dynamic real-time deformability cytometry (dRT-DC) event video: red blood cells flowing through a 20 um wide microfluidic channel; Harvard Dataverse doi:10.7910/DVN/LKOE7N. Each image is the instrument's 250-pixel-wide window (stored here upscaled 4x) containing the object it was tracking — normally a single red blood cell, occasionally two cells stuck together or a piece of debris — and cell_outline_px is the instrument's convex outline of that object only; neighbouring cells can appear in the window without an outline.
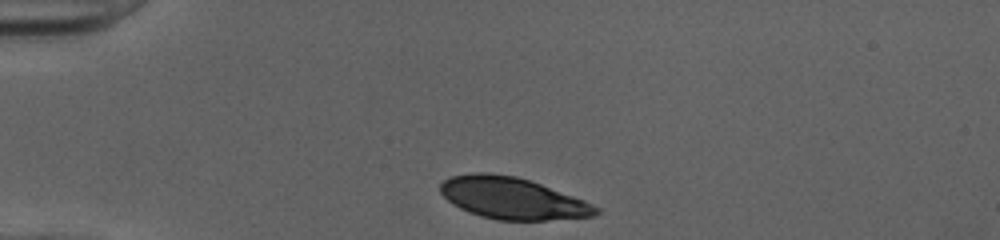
{"species": "human", "species_latin": "Homo sapiens", "temperature_condition": "cold", "stored_images_in_passage": 31, "camera_frame_rate_fps": 3000, "um_per_image_px": 0.085, "donor": {"sex": "female"}, "frame": {"image": 1, "passage_image": 1, "time_ms": 0.0, "image_size_px": [1000, 240], "cell_outline_px": [[600, 212], [596, 216], [548, 220], [496, 220], [480, 216], [468, 212], [452, 204], [440, 192], [440, 184], [444, 180], [452, 176], [472, 172], [488, 172], [516, 176], [540, 184], [584, 200], [600, 208]], "centroid_in_image_um": [43.54, 16.85], "position_along_channel_um": 41.5, "area_um2": 37.8}}
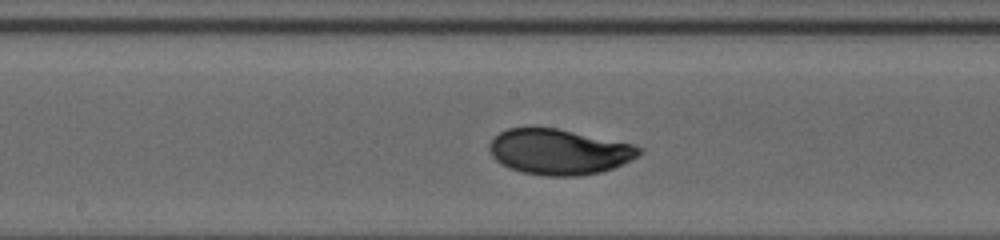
{"frame": {"image": 2, "passage_image": 16, "time_ms": 5.0, "image_size_px": [1000, 240], "cell_outline_px": [[644, 152], [632, 160], [612, 168], [600, 172], [580, 176], [544, 176], [524, 172], [508, 168], [500, 164], [492, 156], [488, 148], [492, 140], [500, 132], [508, 128], [556, 128], [636, 144], [644, 148]], "centroid_in_image_um": [47.56, 12.91], "position_along_channel_um": 200.6, "area_um2": 39.94}}
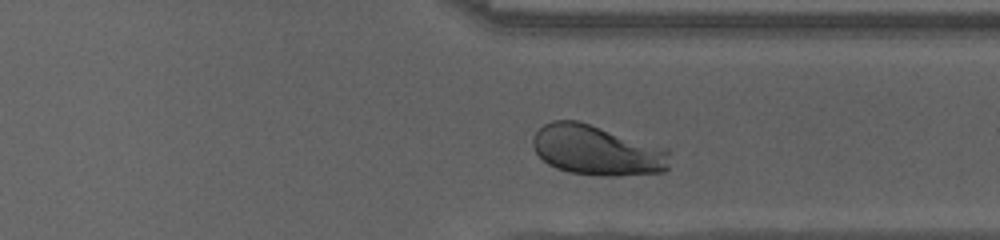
{"frame": {"image": 3, "passage_image": 28, "time_ms": 9.0, "image_size_px": [1000, 240], "cell_outline_px": [[668, 168], [664, 172], [620, 176], [600, 176], [568, 172], [556, 168], [548, 164], [536, 152], [532, 144], [532, 140], [536, 132], [544, 124], [552, 120], [576, 120], [668, 148]], "centroid_in_image_um": [50.74, 12.79], "position_along_channel_um": 360.7, "area_um2": 39.94}, "authors_computed_cell_mechanics": {"area_um2": 39.8242, "velocity_mm_per_s": 4.0066, "shape_relaxation_time_tau1_ms": 2.1569, "shape_relaxation_time_tau2_ms": null, "deformation_change_tau1": 0.1349, "deformation_change_tau2": null}}